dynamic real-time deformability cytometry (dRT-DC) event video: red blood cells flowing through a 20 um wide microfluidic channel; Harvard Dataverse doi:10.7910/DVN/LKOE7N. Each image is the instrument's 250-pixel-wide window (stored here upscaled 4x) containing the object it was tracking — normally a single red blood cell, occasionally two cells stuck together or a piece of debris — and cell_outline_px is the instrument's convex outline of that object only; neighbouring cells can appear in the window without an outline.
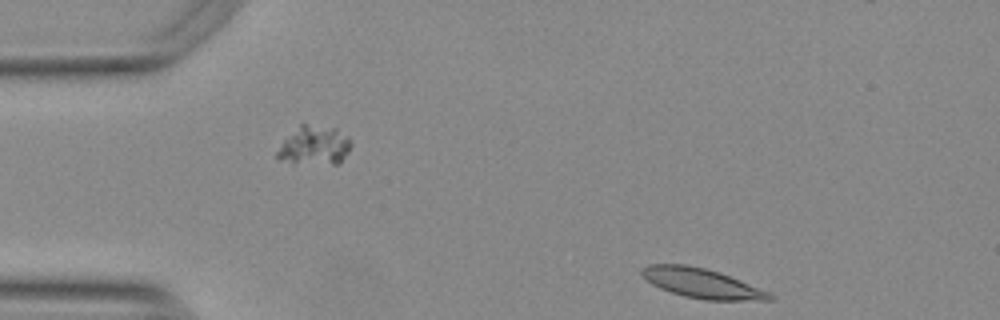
{"species": "Egyptian fruit bat (a non-hibernating species)", "species_latin": "Rousettus aegyptiacus", "temperature_condition": "warm", "stored_images_in_passage": 48, "camera_frame_rate_fps": 3000, "um_per_image_px": 0.085, "animal": {"sex": "female"}, "frame": {"image": 1, "passage_image": 1, "time_ms": 0.0, "image_size_px": [1000, 320], "cell_outline_px": [[776, 296], [772, 300], [704, 300], [684, 296], [660, 288], [644, 280], [640, 272], [640, 268], [648, 264], [684, 264], [704, 268], [740, 280], [772, 292]], "centroid_in_image_um": [59.64, 24.08], "position_along_channel_um": 25.4, "area_um2": 22.14}}
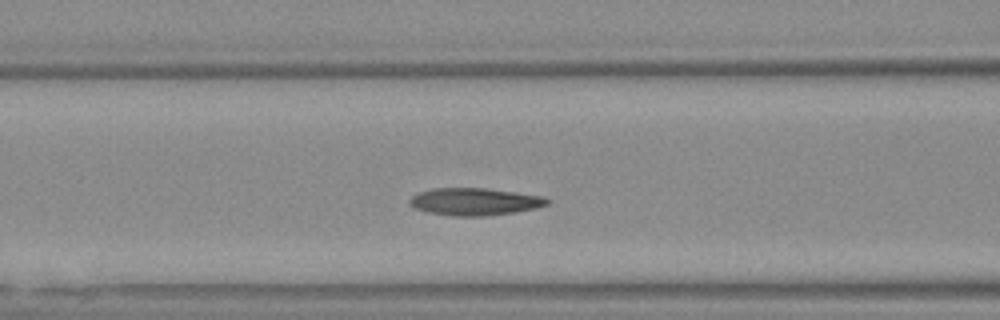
{"frame": {"image": 2, "passage_image": 15, "time_ms": 4.667, "image_size_px": [1000, 320], "cell_outline_px": [[552, 200], [548, 204], [536, 208], [488, 216], [452, 216], [428, 212], [416, 208], [408, 204], [408, 200], [412, 196], [420, 192], [432, 188], [484, 188], [516, 192], [544, 196]], "centroid_in_image_um": [40.36, 17.14], "position_along_channel_um": 126.2, "area_um2": 21.96}}
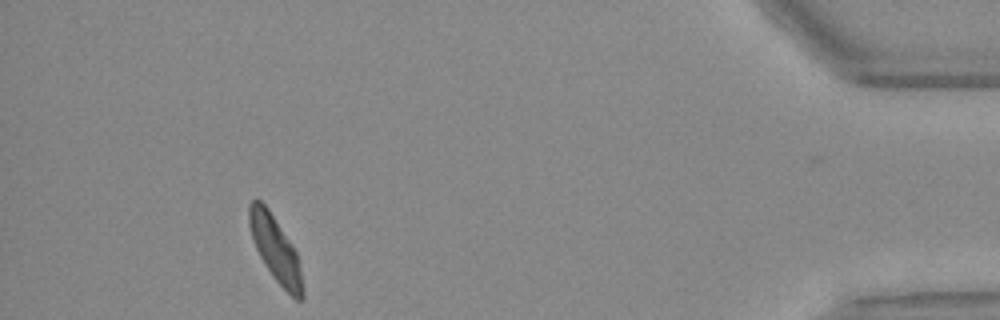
{"frame": {"image": 3, "passage_image": 43, "time_ms": 14.0, "image_size_px": [1000, 320], "cell_outline_px": [[304, 300], [296, 300], [272, 276], [264, 264], [256, 248], [248, 224], [248, 204], [252, 200], [260, 200], [268, 208], [292, 244], [296, 252], [300, 268], [304, 292]], "centroid_in_image_um": [23.4, 21.17], "position_along_channel_um": 411.8, "area_um2": 20.17}, "authors_computed_cell_mechanics": {"area_um2": 21.4149, "velocity_mm_per_s": 3.7311, "shape_relaxation_time_tau1_ms": 3.5992, "shape_relaxation_time_tau2_ms": 2.4252, "deformation_change_tau1": 0.1638, "deformation_change_tau2": 0.0762}}